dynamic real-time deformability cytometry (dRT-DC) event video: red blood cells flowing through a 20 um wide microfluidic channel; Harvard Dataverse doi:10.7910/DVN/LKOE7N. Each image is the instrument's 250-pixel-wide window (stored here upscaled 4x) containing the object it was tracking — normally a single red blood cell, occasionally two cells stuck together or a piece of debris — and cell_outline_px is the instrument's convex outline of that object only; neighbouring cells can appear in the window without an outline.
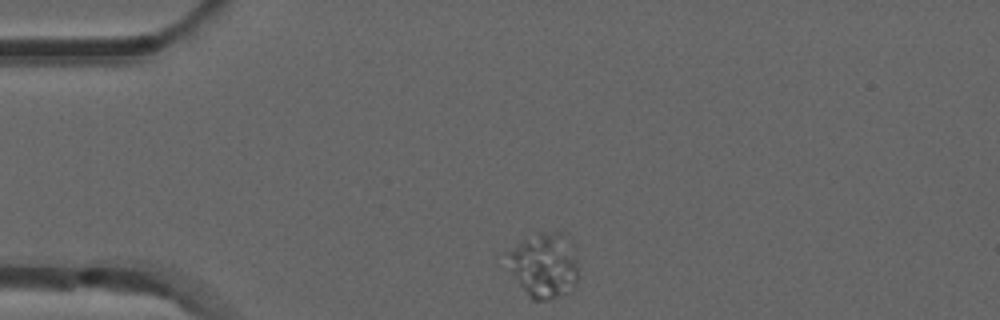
{"species": "common noctule bat (a hibernating species)", "species_latin": "Nyctalus noctula", "temperature_condition": "room temperature", "stored_images_in_passage": 43, "camera_frame_rate_fps": 3000, "um_per_image_px": 0.085, "animal": {"sex": "male", "forearm_length_mm": 52.5}, "frame": {"image": 1, "passage_image": 1, "time_ms": 0.0, "image_size_px": [1000, 320], "cell_outline_px": [[580, 276], [576, 284], [560, 296], [548, 300], [532, 300], [512, 272], [504, 252], [524, 240], [540, 232], [568, 232], [576, 248], [580, 268]], "centroid_in_image_um": [46.35, 22.49], "position_along_channel_um": 38.6, "area_um2": 27.51}}
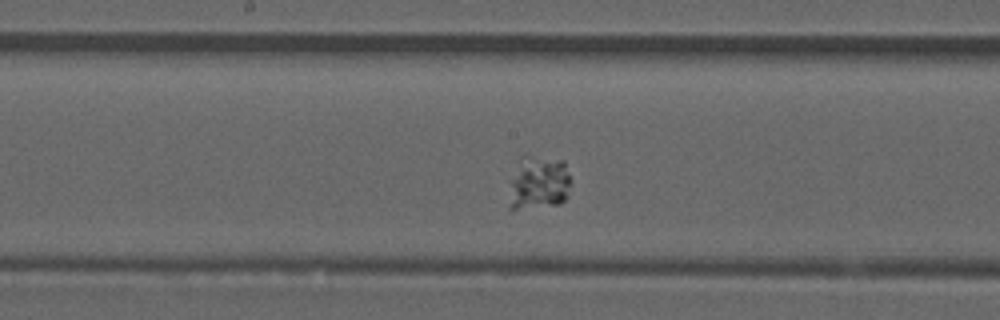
{"frame": {"image": 2, "passage_image": 17, "time_ms": 5.333, "image_size_px": [1000, 320], "cell_outline_px": [[568, 184], [564, 200], [560, 204], [512, 212], [508, 208], [508, 180], [524, 152], [564, 160], [568, 176]], "centroid_in_image_um": [45.66, 15.54], "position_along_channel_um": 202.5, "area_um2": 20.46}}
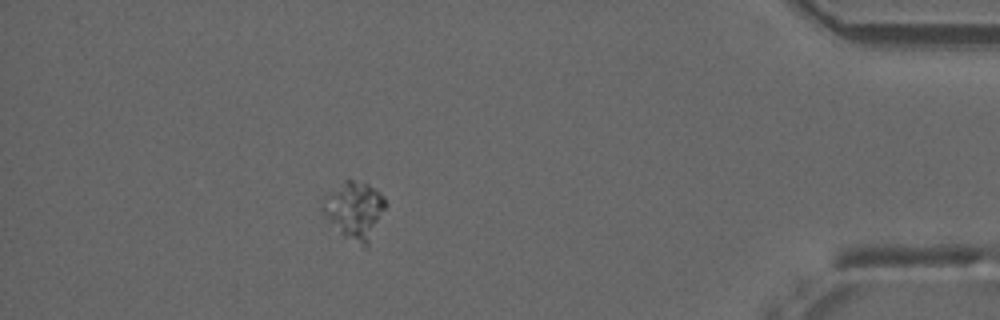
{"frame": {"image": 3, "passage_image": 37, "time_ms": 12.0, "image_size_px": [1000, 320], "cell_outline_px": [[388, 204], [368, 248], [364, 248], [344, 236], [328, 220], [320, 208], [348, 180], [352, 180], [368, 184], [380, 192], [384, 196]], "centroid_in_image_um": [30.27, 17.97], "position_along_channel_um": 404.9, "area_um2": 20.35}}